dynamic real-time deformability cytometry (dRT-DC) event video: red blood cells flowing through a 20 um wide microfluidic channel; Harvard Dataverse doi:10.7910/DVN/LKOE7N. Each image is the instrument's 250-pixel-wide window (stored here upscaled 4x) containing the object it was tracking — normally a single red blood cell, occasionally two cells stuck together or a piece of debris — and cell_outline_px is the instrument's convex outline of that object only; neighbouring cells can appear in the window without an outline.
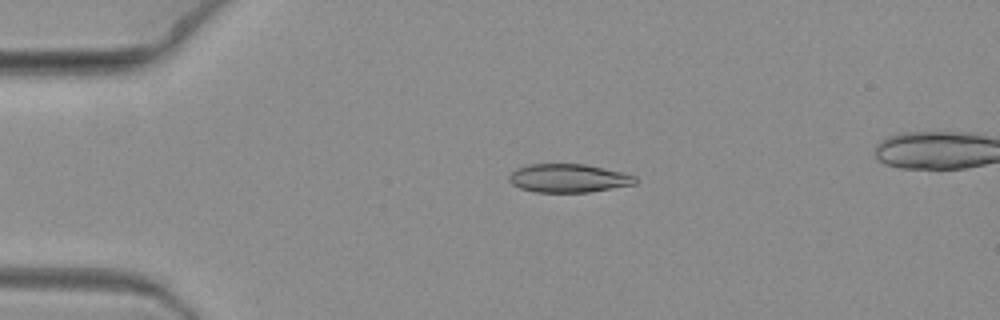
{"species": "common noctule bat (a hibernating species)", "species_latin": "Nyctalus noctula", "temperature_condition": "warm", "stored_images_in_passage": 7, "camera_frame_rate_fps": 3000, "um_per_image_px": 0.085, "animal": {"sex": "female", "body_mass_g": 19.3, "forearm_length_mm": 54.1}, "frame": {"image": 1, "passage_image": 4, "time_ms": 1.0, "image_size_px": [1000, 320], "cell_outline_px": [[636, 184], [588, 192], [536, 192], [520, 188], [512, 184], [508, 180], [508, 176], [516, 168], [528, 164], [584, 164], [620, 172], [636, 176]], "centroid_in_image_um": [48.28, 15.15], "position_along_channel_um": 36.7, "area_um2": 20.81}}
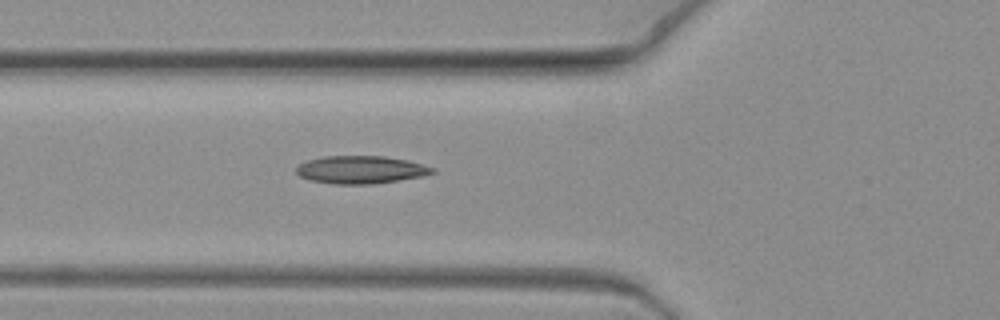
{"frame": {"image": 2, "passage_image": 7, "time_ms": 2.0, "image_size_px": [1000, 320], "cell_outline_px": [[436, 172], [424, 176], [376, 184], [332, 184], [312, 180], [300, 176], [296, 172], [296, 168], [300, 164], [308, 160], [324, 156], [384, 156], [408, 160], [436, 168]], "centroid_in_image_um": [30.72, 14.43], "position_along_channel_um": 95.1, "area_um2": 22.14}}